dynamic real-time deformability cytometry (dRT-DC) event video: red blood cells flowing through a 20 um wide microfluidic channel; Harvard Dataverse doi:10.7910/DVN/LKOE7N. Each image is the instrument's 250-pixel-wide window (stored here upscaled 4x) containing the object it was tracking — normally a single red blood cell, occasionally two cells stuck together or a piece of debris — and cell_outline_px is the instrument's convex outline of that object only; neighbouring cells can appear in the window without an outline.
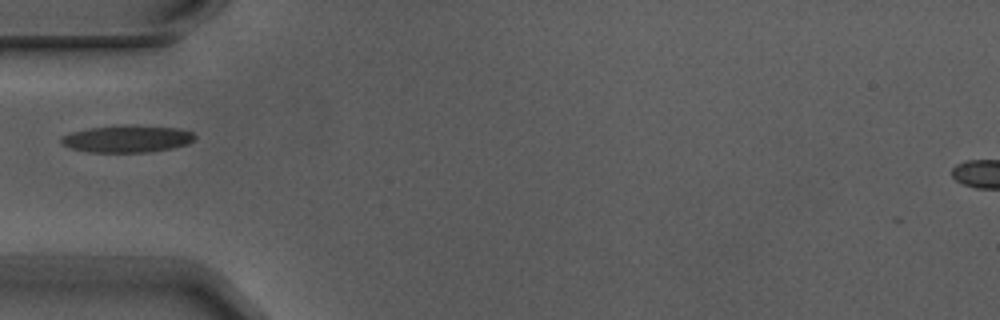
{"species": "Egyptian fruit bat (a non-hibernating species)", "species_latin": "Rousettus aegyptiacus", "temperature_condition": "warm", "stored_images_in_passage": 6, "camera_frame_rate_fps": 3000, "um_per_image_px": 0.085, "animal": {"sex": "male"}, "frame": {"image": 1, "passage_image": 5, "time_ms": 1.333, "image_size_px": [1000, 320], "cell_outline_px": [[196, 136], [188, 144], [172, 148], [148, 152], [88, 152], [72, 148], [60, 144], [60, 136], [72, 132], [92, 128], [180, 128], [192, 132]], "centroid_in_image_um": [10.78, 11.86], "position_along_channel_um": 74.2, "area_um2": 19.94}}